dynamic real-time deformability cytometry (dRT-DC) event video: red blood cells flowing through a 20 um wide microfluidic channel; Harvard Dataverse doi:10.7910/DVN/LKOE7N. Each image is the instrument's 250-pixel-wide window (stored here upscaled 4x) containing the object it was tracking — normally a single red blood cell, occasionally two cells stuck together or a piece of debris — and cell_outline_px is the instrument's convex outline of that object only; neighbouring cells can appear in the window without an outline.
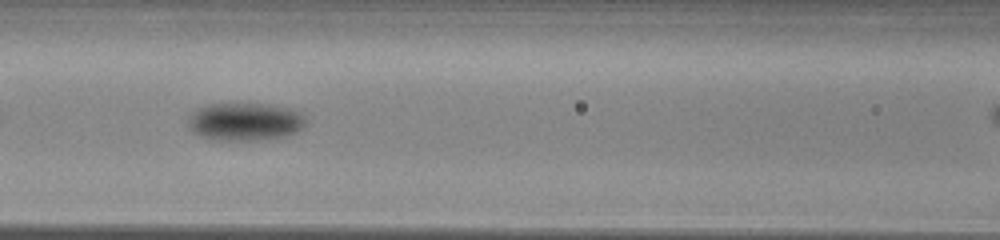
{"species": "common noctule bat (a hibernating species)", "species_latin": "Nyctalus noctula", "temperature_condition": "warm", "stored_images_in_passage": 28, "camera_frame_rate_fps": 3000, "um_per_image_px": 0.085, "animal": {"sex": "male", "body_mass_g": 13.0, "forearm_length_mm": 53.1}, "frame": {"image": 1, "passage_image": 9, "time_ms": 2.667, "image_size_px": [1000, 240], "cell_outline_px": [[304, 124], [296, 132], [284, 136], [256, 140], [216, 140], [200, 136], [192, 132], [188, 124], [188, 120], [192, 112], [196, 108], [208, 104], [268, 104], [288, 108], [296, 112], [304, 120]], "centroid_in_image_um": [20.73, 10.34], "position_along_channel_um": 145.9, "area_um2": 25.61}}
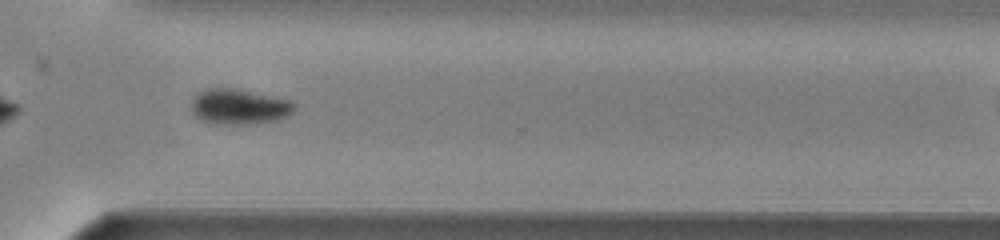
{"frame": {"image": 2, "passage_image": 24, "time_ms": 7.667, "image_size_px": [1000, 240], "cell_outline_px": [[296, 108], [288, 116], [276, 120], [248, 124], [208, 124], [200, 120], [192, 112], [192, 100], [200, 92], [208, 88], [236, 88], [288, 100], [296, 104]], "centroid_in_image_um": [20.31, 9.08], "position_along_channel_um": 350.3, "area_um2": 21.21}}